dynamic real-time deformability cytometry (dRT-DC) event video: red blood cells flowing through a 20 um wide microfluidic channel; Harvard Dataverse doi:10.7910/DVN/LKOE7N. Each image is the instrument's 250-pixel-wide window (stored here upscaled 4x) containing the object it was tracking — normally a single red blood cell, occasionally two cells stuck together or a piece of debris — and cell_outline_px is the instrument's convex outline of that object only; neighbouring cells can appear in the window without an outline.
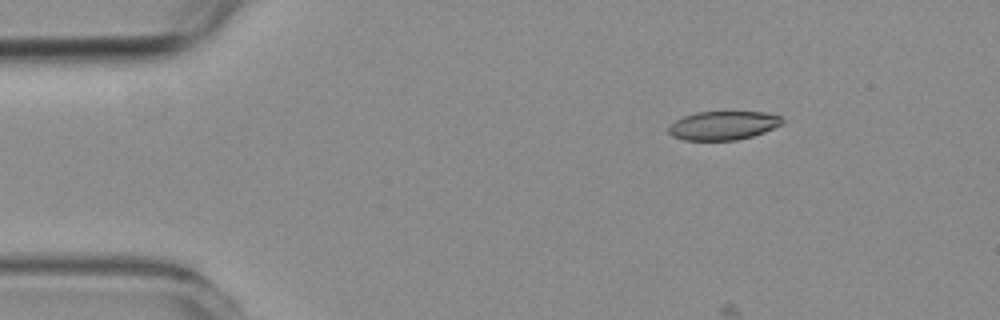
{"species": "common noctule bat (a hibernating species)", "species_latin": "Nyctalus noctula", "temperature_condition": "room temperature", "stored_images_in_passage": 4, "camera_frame_rate_fps": 3000, "um_per_image_px": 0.085, "animal": {"sex": "female", "body_mass_g": 19.3, "forearm_length_mm": 54.1}, "frame": {"image": 1, "passage_image": 1, "time_ms": 0.0, "image_size_px": [1000, 320], "cell_outline_px": [[784, 120], [780, 124], [764, 132], [752, 136], [736, 140], [684, 140], [672, 136], [668, 132], [668, 128], [676, 120], [684, 116], [696, 112], [764, 112], [780, 116]], "centroid_in_image_um": [61.45, 10.67], "position_along_channel_um": 23.6, "area_um2": 18.84}}